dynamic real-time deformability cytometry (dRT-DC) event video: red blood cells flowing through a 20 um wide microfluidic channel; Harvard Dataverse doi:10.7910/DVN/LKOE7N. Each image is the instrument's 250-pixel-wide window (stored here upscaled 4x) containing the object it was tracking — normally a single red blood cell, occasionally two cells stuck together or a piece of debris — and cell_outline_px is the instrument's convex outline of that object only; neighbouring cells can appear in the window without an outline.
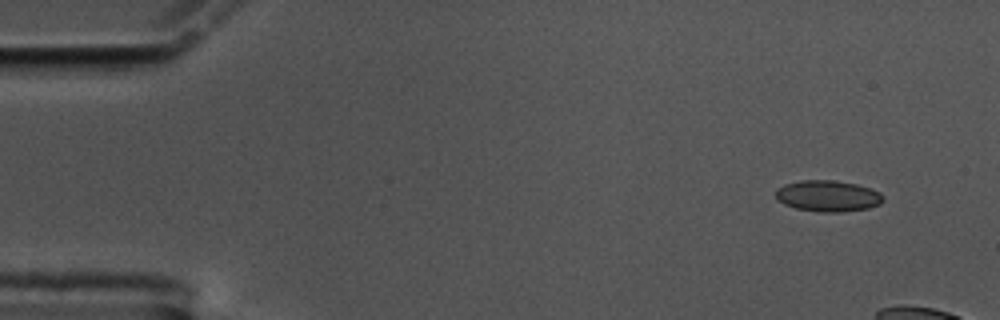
{"species": "common noctule bat (a hibernating species)", "species_latin": "Nyctalus noctula", "temperature_condition": "cold", "stored_images_in_passage": 9, "camera_frame_rate_fps": 3000, "um_per_image_px": 0.085, "animal": {"sex": "male", "body_mass_g": 17.5, "forearm_length_mm": 52.3}, "frame": {"image": 1, "passage_image": 1, "time_ms": 0.0, "image_size_px": [1000, 320], "cell_outline_px": [[884, 200], [880, 204], [868, 208], [840, 212], [820, 212], [796, 208], [784, 204], [776, 200], [776, 188], [784, 184], [800, 180], [832, 180], [856, 184], [880, 192], [884, 196]], "centroid_in_image_um": [70.35, 16.65], "position_along_channel_um": 14.7, "area_um2": 19.59}}